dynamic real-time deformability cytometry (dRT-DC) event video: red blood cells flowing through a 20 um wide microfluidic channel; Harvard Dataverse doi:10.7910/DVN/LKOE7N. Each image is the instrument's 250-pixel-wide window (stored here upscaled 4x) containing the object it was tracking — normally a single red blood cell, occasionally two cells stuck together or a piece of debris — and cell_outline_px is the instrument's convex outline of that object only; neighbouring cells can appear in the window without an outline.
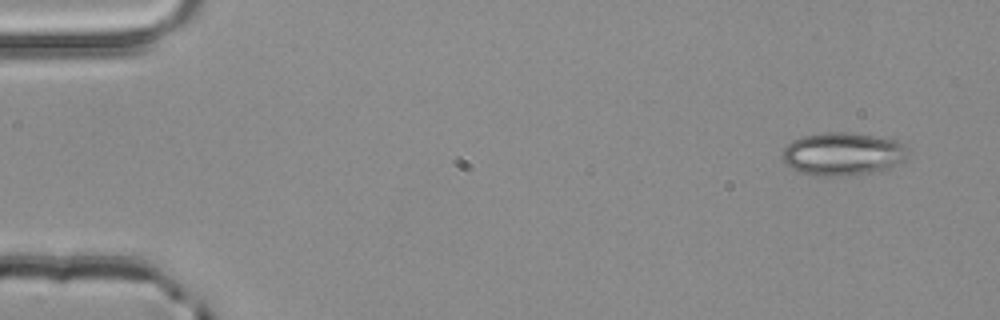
{"species": "common noctule bat (a hibernating species)", "species_latin": "Nyctalus noctula", "temperature_condition": "room temperature", "stored_images_in_passage": 4, "camera_frame_rate_fps": 3000, "um_per_image_px": 0.085, "animal": {"sex": "male", "body_mass_g": 20.4}, "frame": {"image": 1, "passage_image": 1, "time_ms": 0.0, "image_size_px": [1000, 320], "cell_outline_px": [[904, 160], [888, 168], [872, 172], [848, 176], [816, 176], [800, 172], [784, 164], [780, 160], [780, 152], [792, 140], [804, 136], [824, 132], [848, 132], [896, 140], [904, 148]], "centroid_in_image_um": [71.51, 13.1], "position_along_channel_um": 13.5, "area_um2": 31.33}}